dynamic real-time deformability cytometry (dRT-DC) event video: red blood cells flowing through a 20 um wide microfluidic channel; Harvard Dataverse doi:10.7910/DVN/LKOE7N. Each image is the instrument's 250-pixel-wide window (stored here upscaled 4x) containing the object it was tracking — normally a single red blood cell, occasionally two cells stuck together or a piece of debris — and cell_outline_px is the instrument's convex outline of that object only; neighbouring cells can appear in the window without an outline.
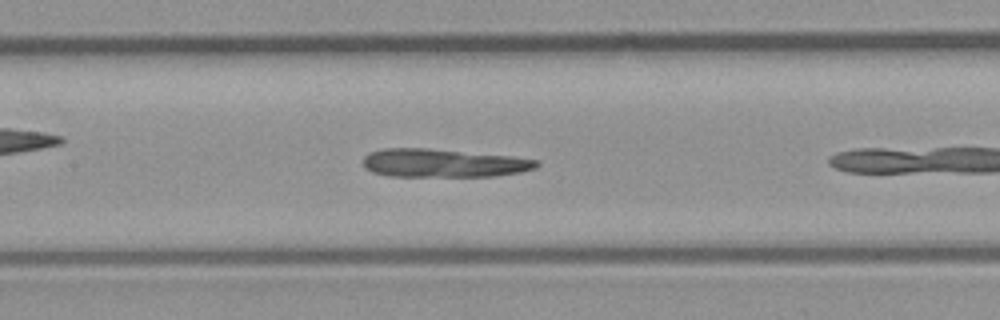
{"species": "common noctule bat (a hibernating species)", "species_latin": "Nyctalus noctula", "temperature_condition": "room temperature", "stored_images_in_passage": 10, "camera_frame_rate_fps": 3000, "um_per_image_px": 0.085, "animal": {"sex": "male", "body_mass_g": 23.1, "forearm_length_mm": 52.7}, "frame": {"image": 1, "passage_image": 9, "time_ms": 2.667, "image_size_px": [1000, 320], "cell_outline_px": [[540, 164], [536, 168], [520, 172], [496, 176], [388, 176], [372, 172], [364, 168], [364, 156], [368, 152], [380, 148], [428, 148], [512, 156], [540, 160]], "centroid_in_image_um": [37.68, 13.85], "position_along_channel_um": 169.7, "area_um2": 28.9}}